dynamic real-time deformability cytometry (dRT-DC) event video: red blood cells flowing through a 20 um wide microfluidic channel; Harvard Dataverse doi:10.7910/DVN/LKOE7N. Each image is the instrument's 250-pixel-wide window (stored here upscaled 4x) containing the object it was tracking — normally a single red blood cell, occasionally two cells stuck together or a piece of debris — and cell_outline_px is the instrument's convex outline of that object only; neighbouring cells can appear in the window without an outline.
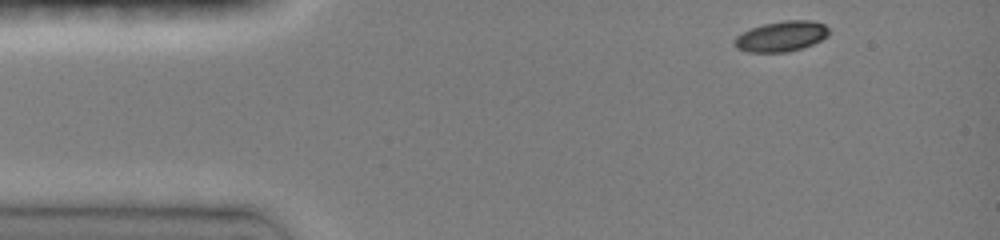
{"species": "common noctule bat (a hibernating species)", "species_latin": "Nyctalus noctula", "temperature_condition": "room temperature", "stored_images_in_passage": 39, "camera_frame_rate_fps": 3000, "um_per_image_px": 0.085, "animal": {"sex": "female", "body_mass_g": 19.0, "forearm_length_mm": 51.5}, "frame": {"image": 1, "passage_image": 1, "time_ms": 0.0, "image_size_px": [1000, 240], "cell_outline_px": [[828, 36], [812, 44], [788, 52], [748, 52], [736, 48], [732, 44], [732, 40], [736, 36], [752, 28], [764, 24], [784, 20], [812, 20], [824, 24], [828, 28]], "centroid_in_image_um": [66.38, 3.09], "position_along_channel_um": 18.6, "area_um2": 16.7}}
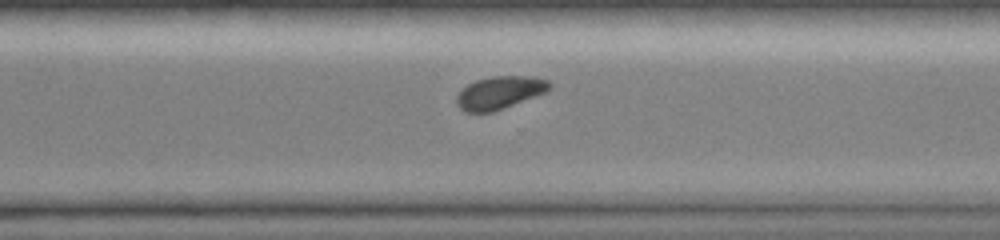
{"frame": {"image": 2, "passage_image": 29, "time_ms": 9.333, "image_size_px": [1000, 240], "cell_outline_px": [[552, 84], [544, 92], [492, 112], [464, 112], [456, 104], [456, 96], [468, 84], [476, 80], [492, 76], [532, 76], [548, 80]], "centroid_in_image_um": [42.43, 7.86], "position_along_channel_um": 328.2, "area_um2": 17.4}}
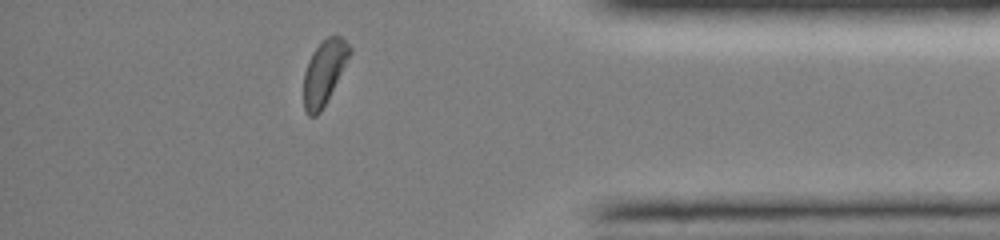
{"frame": {"image": 3, "passage_image": 36, "time_ms": 11.667, "image_size_px": [1000, 240], "cell_outline_px": [[352, 52], [320, 112], [316, 116], [308, 116], [304, 108], [304, 72], [308, 60], [312, 52], [328, 36], [340, 36], [352, 48]], "centroid_in_image_um": [27.54, 6.14], "position_along_channel_um": 407.7, "area_um2": 16.82}, "authors_computed_cell_mechanics": {"area_um2": 17.9758, "velocity_mm_per_s": 4.1213, "shape_relaxation_time_tau1_ms": 2.2632, "shape_relaxation_time_tau2_ms": 9.1865, "deformation_change_tau1": 0.1262, "deformation_change_tau2": 0.113}}